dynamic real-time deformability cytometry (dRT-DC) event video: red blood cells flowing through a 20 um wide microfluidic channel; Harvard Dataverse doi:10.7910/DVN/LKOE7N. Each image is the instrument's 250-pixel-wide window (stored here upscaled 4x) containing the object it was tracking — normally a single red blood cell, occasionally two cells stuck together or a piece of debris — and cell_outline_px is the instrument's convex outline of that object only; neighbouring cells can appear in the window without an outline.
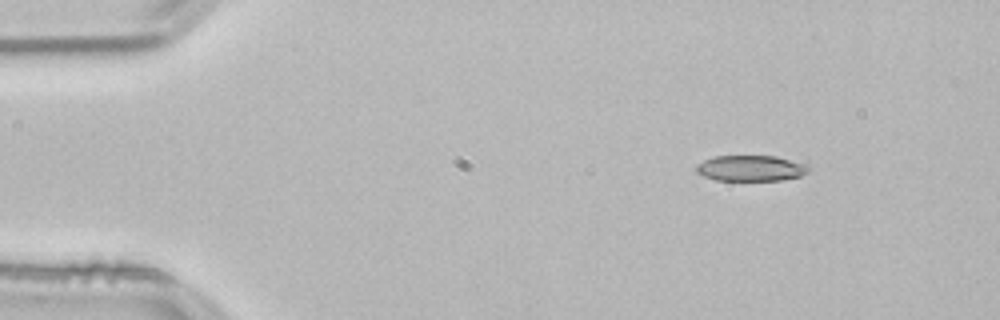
{"species": "common noctule bat (a hibernating species)", "species_latin": "Nyctalus noctula", "temperature_condition": "room temperature", "stored_images_in_passage": 47, "camera_frame_rate_fps": 3000, "um_per_image_px": 0.085, "animal": {"sex": "male", "body_mass_g": 21.5, "forearm_length_mm": 52.0}, "frame": {"image": 1, "passage_image": 1, "time_ms": 0.0, "image_size_px": [1000, 320], "cell_outline_px": [[808, 172], [800, 176], [780, 180], [716, 180], [704, 176], [696, 172], [696, 164], [704, 160], [716, 156], [776, 156], [808, 164]], "centroid_in_image_um": [63.82, 14.29], "position_along_channel_um": 21.2, "area_um2": 16.82}}
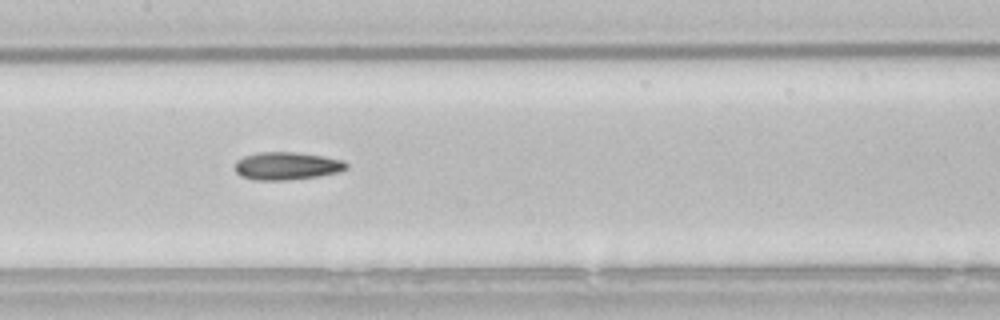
{"frame": {"image": 2, "passage_image": 20, "time_ms": 6.333, "image_size_px": [1000, 320], "cell_outline_px": [[348, 168], [340, 172], [316, 176], [288, 180], [256, 180], [240, 176], [236, 172], [236, 160], [244, 156], [256, 152], [292, 152], [324, 156], [344, 160], [348, 164]], "centroid_in_image_um": [24.39, 14.1], "position_along_channel_um": 183.0, "area_um2": 18.09}}
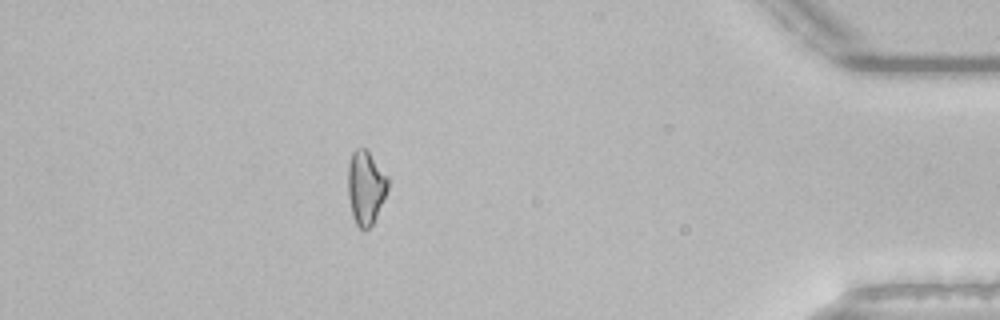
{"frame": {"image": 3, "passage_image": 41, "time_ms": 13.333, "image_size_px": [1000, 320], "cell_outline_px": [[388, 188], [376, 216], [372, 224], [368, 228], [360, 228], [356, 224], [352, 216], [348, 196], [348, 164], [352, 152], [356, 148], [364, 148], [368, 152], [388, 176]], "centroid_in_image_um": [31.07, 15.92], "position_along_channel_um": 404.1, "area_um2": 16.94}, "authors_computed_cell_mechanics": {"area_um2": 17.2822, "velocity_mm_per_s": 3.841, "shape_relaxation_time_tau1_ms": 7.6647, "shape_relaxation_time_tau2_ms": 6.0675, "deformation_change_tau1": 0.1558, "deformation_change_tau2": 0.1526}}